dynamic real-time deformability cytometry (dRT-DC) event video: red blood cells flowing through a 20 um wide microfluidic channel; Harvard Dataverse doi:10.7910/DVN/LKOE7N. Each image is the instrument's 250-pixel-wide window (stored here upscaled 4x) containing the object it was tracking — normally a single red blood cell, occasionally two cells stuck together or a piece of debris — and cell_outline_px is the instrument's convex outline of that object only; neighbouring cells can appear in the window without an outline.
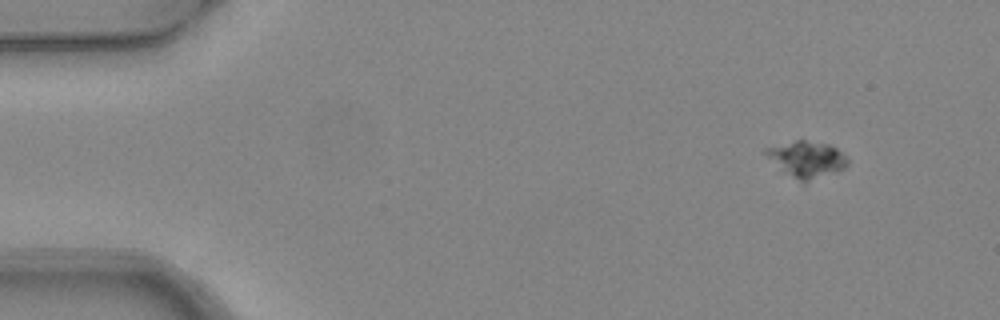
{"species": "common noctule bat (a hibernating species)", "species_latin": "Nyctalus noctula", "temperature_condition": "warm", "stored_images_in_passage": 4, "camera_frame_rate_fps": 3000, "um_per_image_px": 0.085, "animal": {"sex": "female", "body_mass_g": 24.6, "forearm_length_mm": 56.2}, "frame": {"image": 1, "passage_image": 1, "time_ms": 0.0, "image_size_px": [1000, 320], "cell_outline_px": [[848, 164], [844, 168], [836, 172], [804, 184], [784, 172], [764, 152], [764, 148], [796, 140], [804, 140], [828, 144], [836, 148], [848, 160]], "centroid_in_image_um": [68.58, 13.56], "position_along_channel_um": 16.4, "area_um2": 17.11}}
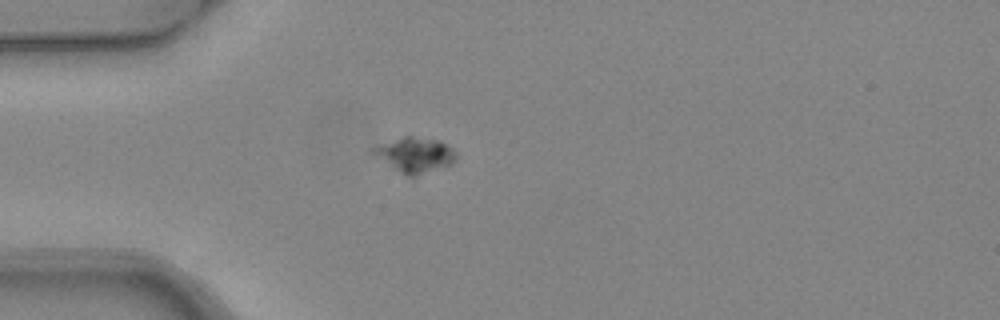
{"frame": {"image": 2, "passage_image": 4, "time_ms": 1.0, "image_size_px": [1000, 320], "cell_outline_px": [[456, 160], [448, 164], [416, 176], [408, 176], [392, 168], [372, 152], [372, 148], [404, 136], [412, 136], [440, 140], [452, 148], [456, 152]], "centroid_in_image_um": [35.29, 13.15], "position_along_channel_um": 49.7, "area_um2": 16.42}}